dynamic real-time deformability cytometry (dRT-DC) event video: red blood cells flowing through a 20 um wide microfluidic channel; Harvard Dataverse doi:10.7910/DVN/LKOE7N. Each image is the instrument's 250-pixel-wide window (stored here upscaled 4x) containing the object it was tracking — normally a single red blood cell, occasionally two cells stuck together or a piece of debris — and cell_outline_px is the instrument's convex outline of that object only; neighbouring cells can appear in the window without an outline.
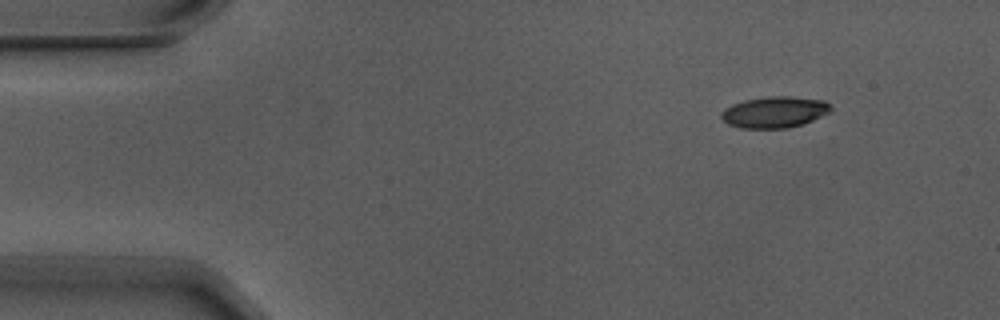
{"species": "Egyptian fruit bat (a non-hibernating species)", "species_latin": "Rousettus aegyptiacus", "temperature_condition": "warm", "stored_images_in_passage": 9, "camera_frame_rate_fps": 3000, "um_per_image_px": 0.085, "animal": {"sex": "male"}, "frame": {"image": 1, "passage_image": 2, "time_ms": 0.333, "image_size_px": [1000, 320], "cell_outline_px": [[832, 112], [804, 124], [788, 128], [740, 128], [728, 124], [720, 116], [720, 112], [724, 108], [732, 104], [744, 100], [768, 96], [792, 96], [824, 100], [832, 108]], "centroid_in_image_um": [65.85, 9.53], "position_along_channel_um": 19.2, "area_um2": 20.23}}
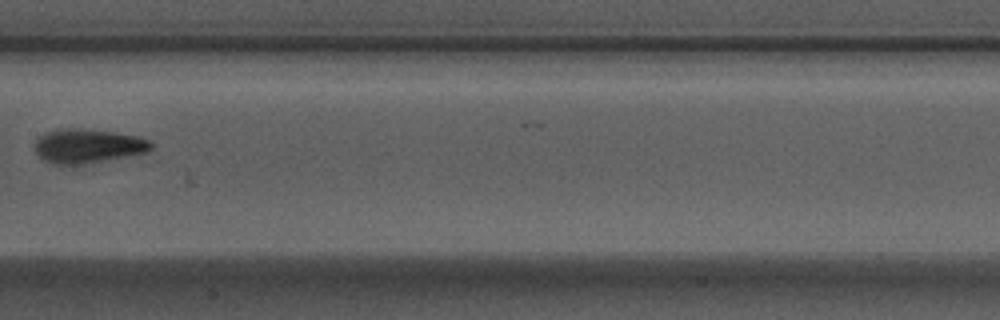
{"frame": {"image": 2, "passage_image": 8, "time_ms": 2.333, "image_size_px": [1000, 320], "cell_outline_px": [[152, 148], [148, 152], [84, 164], [52, 164], [44, 160], [36, 152], [32, 144], [40, 136], [48, 132], [60, 128], [76, 128], [112, 132], [140, 136], [148, 140], [152, 144]], "centroid_in_image_um": [7.45, 12.41], "position_along_channel_um": 200.0, "area_um2": 23.06}}
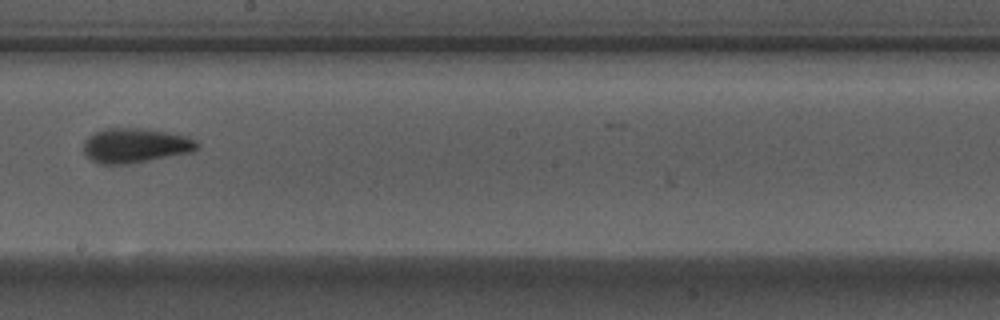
{"frame": {"image": 3, "passage_image": 9, "time_ms": 2.667, "image_size_px": [1000, 320], "cell_outline_px": [[200, 148], [192, 152], [128, 164], [96, 164], [84, 156], [84, 140], [88, 136], [104, 128], [148, 128], [184, 136], [196, 140], [200, 144]], "centroid_in_image_um": [11.48, 12.37], "position_along_channel_um": 236.7, "area_um2": 23.18}}